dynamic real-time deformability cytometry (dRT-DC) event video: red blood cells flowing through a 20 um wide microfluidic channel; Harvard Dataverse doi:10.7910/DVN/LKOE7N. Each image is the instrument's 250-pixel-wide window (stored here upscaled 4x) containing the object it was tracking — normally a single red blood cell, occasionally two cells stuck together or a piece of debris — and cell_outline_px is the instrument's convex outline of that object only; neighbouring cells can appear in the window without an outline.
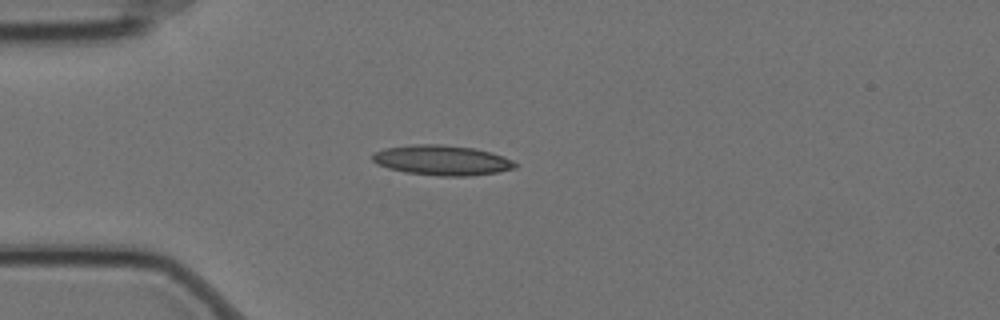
{"species": "Egyptian fruit bat (a non-hibernating species)", "species_latin": "Rousettus aegyptiacus", "temperature_condition": "cold", "stored_images_in_passage": 12, "camera_frame_rate_fps": 3000, "um_per_image_px": 0.085, "animal": {"sex": "female"}, "frame": {"image": 1, "passage_image": 1, "time_ms": 0.0, "image_size_px": [1000, 320], "cell_outline_px": [[516, 168], [496, 172], [468, 176], [440, 176], [404, 172], [388, 168], [376, 164], [372, 160], [372, 152], [384, 148], [412, 144], [440, 144], [476, 148], [512, 160], [516, 164]], "centroid_in_image_um": [37.49, 13.61], "position_along_channel_um": 47.5, "area_um2": 24.97}}
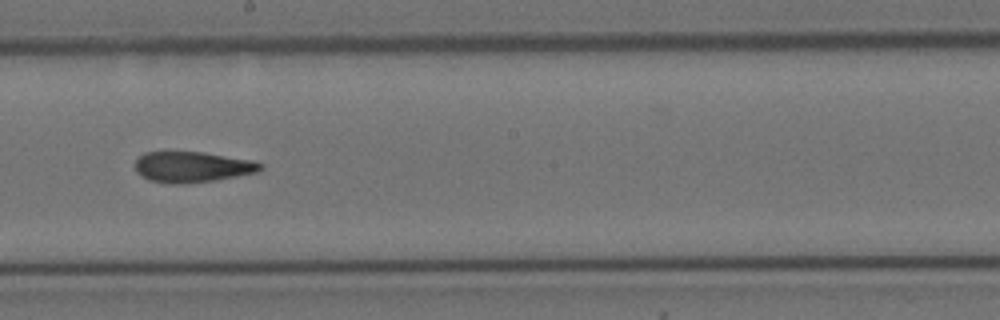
{"frame": {"image": 2, "passage_image": 6, "time_ms": 1.667, "image_size_px": [1000, 320], "cell_outline_px": [[264, 168], [256, 172], [216, 180], [184, 184], [168, 184], [148, 180], [140, 176], [136, 172], [132, 164], [144, 152], [204, 152], [252, 160], [264, 164]], "centroid_in_image_um": [16.29, 14.2], "position_along_channel_um": 231.9, "area_um2": 22.77}}
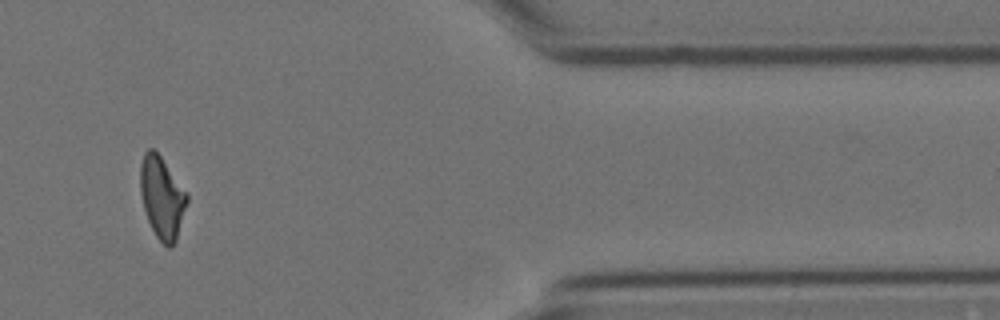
{"frame": {"image": 3, "passage_image": 10, "time_ms": 3.0, "image_size_px": [1000, 320], "cell_outline_px": [[188, 200], [176, 240], [172, 248], [168, 248], [156, 236], [148, 220], [144, 208], [140, 192], [140, 164], [144, 152], [148, 148], [152, 148], [160, 156], [188, 192]], "centroid_in_image_um": [13.77, 16.78], "position_along_channel_um": 397.6, "area_um2": 22.25}}